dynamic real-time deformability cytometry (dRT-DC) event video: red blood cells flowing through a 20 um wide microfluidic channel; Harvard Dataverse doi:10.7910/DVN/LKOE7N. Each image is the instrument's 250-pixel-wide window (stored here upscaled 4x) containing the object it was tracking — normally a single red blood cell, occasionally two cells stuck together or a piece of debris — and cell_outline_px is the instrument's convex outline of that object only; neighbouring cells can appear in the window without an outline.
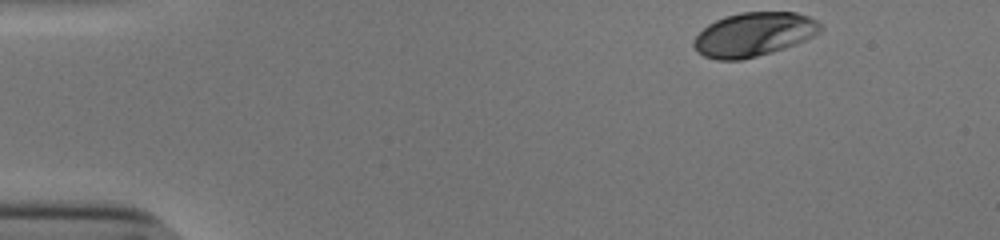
{"species": "human", "species_latin": "Homo sapiens", "temperature_condition": "cold", "stored_images_in_passage": 38, "camera_frame_rate_fps": 3000, "um_per_image_px": 0.085, "donor": {"sex": "male"}, "frame": {"image": 1, "passage_image": 1, "time_ms": 0.0, "image_size_px": [1000, 240], "cell_outline_px": [[824, 28], [820, 32], [804, 40], [784, 48], [772, 52], [740, 60], [716, 60], [704, 56], [696, 52], [692, 44], [692, 40], [708, 24], [724, 16], [740, 12], [796, 12], [808, 16], [824, 24]], "centroid_in_image_um": [64.06, 2.92], "position_along_channel_um": 20.9, "area_um2": 32.6}}
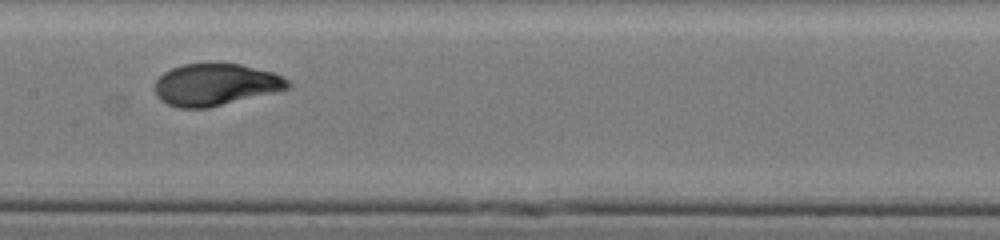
{"frame": {"image": 2, "passage_image": 22, "time_ms": 7.0, "image_size_px": [1000, 240], "cell_outline_px": [[292, 88], [208, 108], [180, 108], [168, 104], [160, 100], [156, 92], [156, 80], [164, 72], [172, 68], [184, 64], [240, 64], [272, 72], [288, 80], [292, 84]], "centroid_in_image_um": [18.34, 7.2], "position_along_channel_um": 189.1, "area_um2": 32.25}}
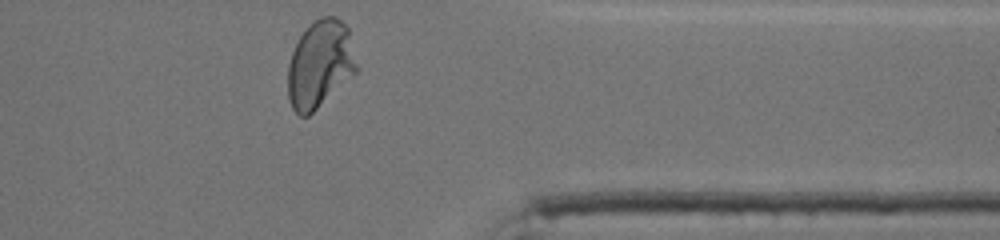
{"frame": {"image": 3, "passage_image": 38, "time_ms": 12.333, "image_size_px": [1000, 240], "cell_outline_px": [[360, 68], [356, 72], [308, 116], [300, 116], [292, 108], [288, 96], [288, 64], [292, 52], [300, 36], [320, 16], [336, 16], [348, 28]], "centroid_in_image_um": [27.22, 5.45], "position_along_channel_um": 384.2, "area_um2": 34.85}, "authors_computed_cell_mechanics": {"area_um2": 32.6859, "velocity_mm_per_s": 3.8355, "shape_relaxation_time_tau1_ms": 3.2776, "shape_relaxation_time_tau2_ms": null, "deformation_change_tau1": 0.1632, "deformation_change_tau2": null}}